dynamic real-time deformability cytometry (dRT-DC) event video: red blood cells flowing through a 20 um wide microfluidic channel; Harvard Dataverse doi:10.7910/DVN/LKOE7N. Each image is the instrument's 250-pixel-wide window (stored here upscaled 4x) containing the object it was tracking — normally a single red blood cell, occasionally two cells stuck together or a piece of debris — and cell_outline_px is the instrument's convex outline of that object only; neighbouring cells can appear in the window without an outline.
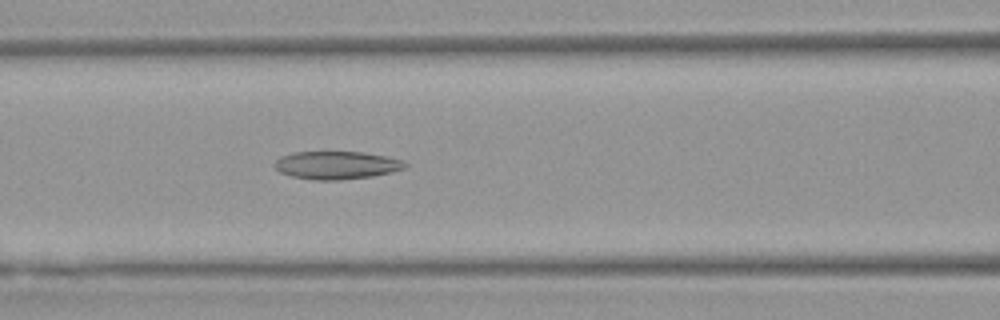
{"species": "Egyptian fruit bat (a non-hibernating species)", "species_latin": "Rousettus aegyptiacus", "temperature_condition": "warm", "stored_images_in_passage": 44, "camera_frame_rate_fps": 3000, "um_per_image_px": 0.085, "animal": {"sex": "female"}, "frame": {"image": 1, "passage_image": 15, "time_ms": 4.667, "image_size_px": [1000, 320], "cell_outline_px": [[408, 164], [404, 168], [372, 176], [340, 180], [312, 180], [292, 176], [280, 172], [272, 164], [280, 156], [292, 152], [364, 152], [404, 160]], "centroid_in_image_um": [28.57, 14.03], "position_along_channel_um": 138.0, "area_um2": 21.21}}
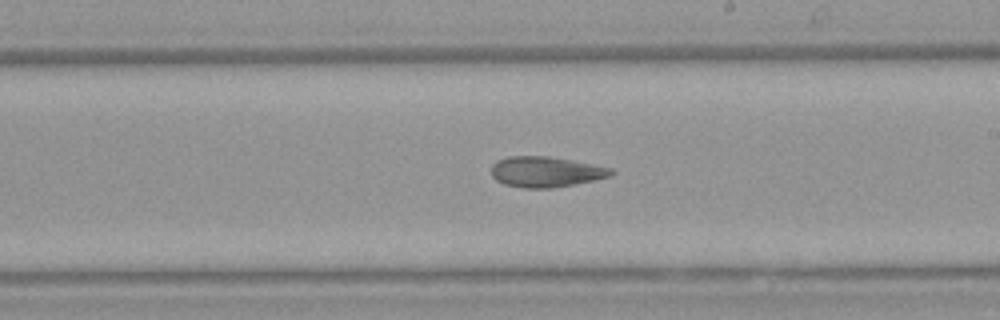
{"frame": {"image": 2, "passage_image": 23, "time_ms": 7.333, "image_size_px": [1000, 320], "cell_outline_px": [[616, 172], [612, 176], [552, 188], [524, 188], [504, 184], [496, 180], [492, 176], [492, 164], [496, 160], [508, 156], [548, 156], [592, 164], [612, 168]], "centroid_in_image_um": [46.38, 14.6], "position_along_channel_um": 242.6, "area_um2": 21.27}}
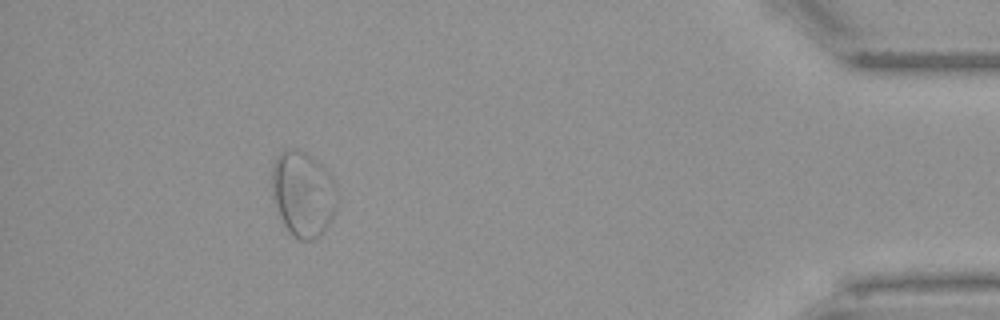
{"frame": {"image": 3, "passage_image": 40, "time_ms": 13.0, "image_size_px": [1000, 320], "cell_outline_px": [[340, 200], [336, 212], [332, 220], [320, 236], [312, 240], [300, 240], [292, 236], [288, 232], [272, 200], [272, 164], [276, 156], [284, 148], [300, 148], [320, 164], [332, 176], [336, 184]], "centroid_in_image_um": [25.78, 16.48], "position_along_channel_um": 409.4, "area_um2": 33.47}, "authors_computed_cell_mechanics": {"area_um2": 23.5824, "velocity_mm_per_s": 3.9412, "shape_relaxation_time_tau1_ms": null, "shape_relaxation_time_tau2_ms": 3.4508, "deformation_change_tau1": null, "deformation_change_tau2": 0.1114}}